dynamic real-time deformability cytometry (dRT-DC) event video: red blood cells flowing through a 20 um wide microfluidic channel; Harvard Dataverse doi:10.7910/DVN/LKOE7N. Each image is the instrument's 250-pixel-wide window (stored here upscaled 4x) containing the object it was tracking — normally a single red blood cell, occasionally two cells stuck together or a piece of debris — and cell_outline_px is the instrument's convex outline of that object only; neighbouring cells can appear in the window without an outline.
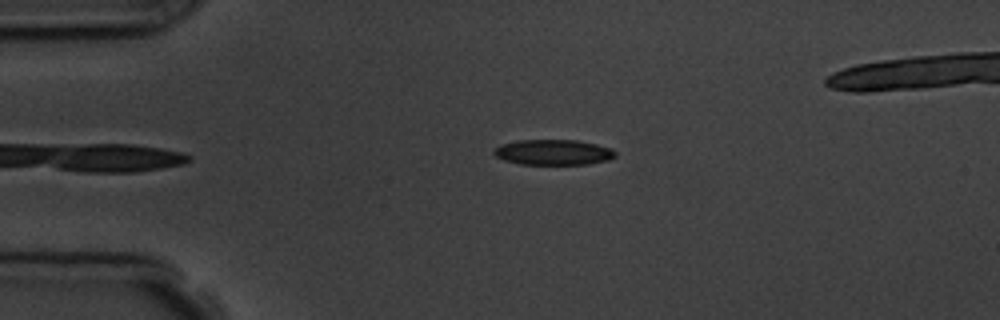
{"species": "common noctule bat (a hibernating species)", "species_latin": "Nyctalus noctula", "temperature_condition": "room temperature", "stored_images_in_passage": 4, "camera_frame_rate_fps": 3000, "um_per_image_px": 0.085, "animal": {"sex": "male", "body_mass_g": 19.5, "forearm_length_mm": 54.6}, "frame": {"image": 1, "passage_image": 4, "time_ms": 3.667, "image_size_px": [1000, 320], "cell_outline_px": [[616, 156], [608, 160], [588, 164], [520, 164], [504, 160], [496, 156], [492, 152], [500, 144], [516, 140], [576, 140], [596, 144], [612, 148], [616, 152]], "centroid_in_image_um": [47.03, 12.94], "position_along_channel_um": 38.0, "area_um2": 18.03}}